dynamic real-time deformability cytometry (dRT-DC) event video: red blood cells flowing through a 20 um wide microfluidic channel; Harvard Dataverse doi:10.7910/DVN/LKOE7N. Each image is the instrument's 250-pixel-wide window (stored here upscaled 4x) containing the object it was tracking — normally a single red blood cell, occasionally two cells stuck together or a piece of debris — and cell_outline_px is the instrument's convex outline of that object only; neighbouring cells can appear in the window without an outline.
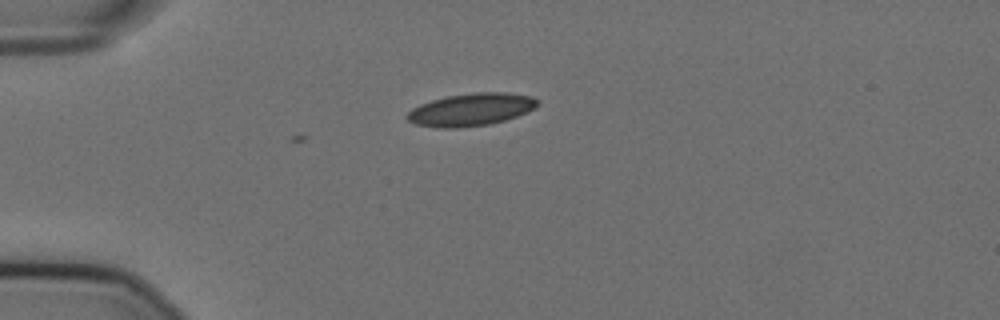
{"species": "Egyptian fruit bat (a non-hibernating species)", "species_latin": "Rousettus aegyptiacus", "temperature_condition": "cold", "stored_images_in_passage": 5, "camera_frame_rate_fps": 3000, "um_per_image_px": 0.085, "animal": {"sex": "female"}, "frame": {"image": 1, "passage_image": 1, "time_ms": 0.0, "image_size_px": [1000, 320], "cell_outline_px": [[540, 104], [536, 108], [528, 112], [504, 120], [488, 124], [456, 128], [436, 128], [416, 124], [408, 120], [404, 116], [412, 108], [420, 104], [432, 100], [448, 96], [476, 92], [504, 92], [528, 96], [540, 100]], "centroid_in_image_um": [40.03, 9.31], "position_along_channel_um": 45.0, "area_um2": 24.74}}